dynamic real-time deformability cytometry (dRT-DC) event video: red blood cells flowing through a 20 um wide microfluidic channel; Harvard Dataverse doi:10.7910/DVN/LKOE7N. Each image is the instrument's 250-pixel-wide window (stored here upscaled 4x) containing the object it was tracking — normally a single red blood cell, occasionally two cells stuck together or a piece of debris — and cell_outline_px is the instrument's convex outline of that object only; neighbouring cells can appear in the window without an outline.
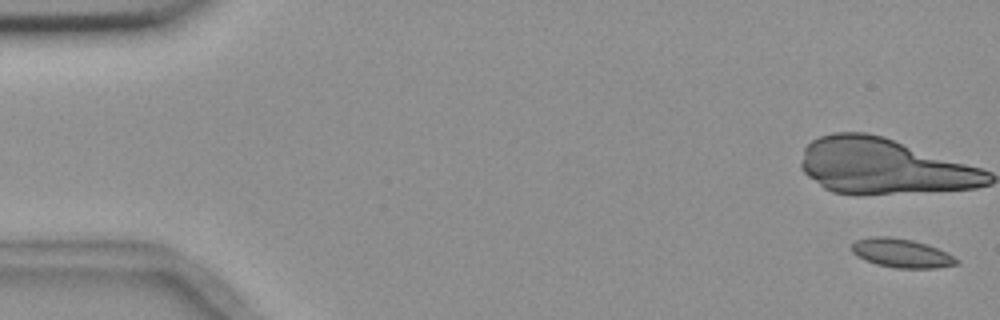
{"species": "common noctule bat (a hibernating species)", "species_latin": "Nyctalus noctula", "temperature_condition": "room temperature", "stored_images_in_passage": 6, "segment_of_instrument_passage": [2, 2], "camera_frame_rate_fps": 3000, "um_per_image_px": 0.085, "animal": {"sex": "female", "body_mass_g": 18.4}, "frame": {"image": 1, "passage_image": 6, "time_ms": 6.333, "image_size_px": [1000, 320], "cell_outline_px": [[960, 264], [936, 268], [896, 268], [876, 264], [864, 260], [856, 256], [852, 252], [852, 244], [856, 240], [872, 236], [888, 236], [912, 240], [928, 244], [948, 252], [960, 260]], "centroid_in_image_um": [76.66, 21.52], "position_along_channel_um": 8.3, "area_um2": 17.92}}